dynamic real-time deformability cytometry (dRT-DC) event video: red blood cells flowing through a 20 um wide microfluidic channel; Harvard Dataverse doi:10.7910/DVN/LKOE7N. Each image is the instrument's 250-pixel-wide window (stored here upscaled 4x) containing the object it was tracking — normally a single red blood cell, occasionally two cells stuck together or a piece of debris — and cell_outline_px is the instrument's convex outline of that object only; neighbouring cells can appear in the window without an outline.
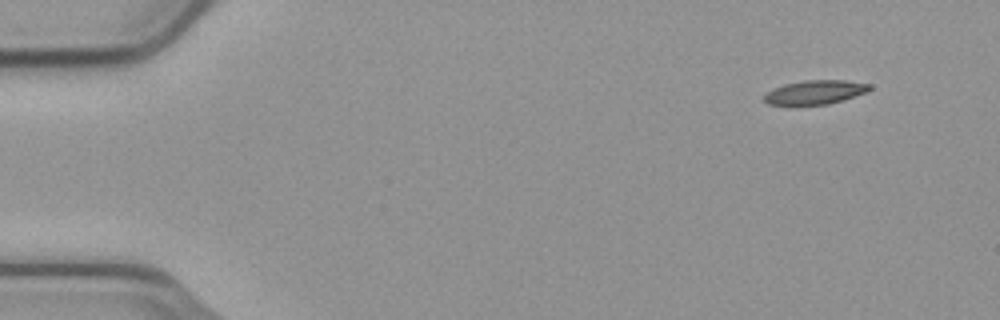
{"species": "common noctule bat (a hibernating species)", "species_latin": "Nyctalus noctula", "temperature_condition": "cold", "stored_images_in_passage": 51, "camera_frame_rate_fps": 3000, "um_per_image_px": 0.085, "animal": {"sex": "male", "body_mass_g": 23.1, "forearm_length_mm": 52.7}, "frame": {"image": 1, "passage_image": 1, "time_ms": 0.0, "image_size_px": [1000, 320], "cell_outline_px": [[872, 88], [868, 92], [828, 104], [768, 104], [764, 100], [764, 96], [768, 92], [784, 84], [804, 80], [844, 80], [872, 84]], "centroid_in_image_um": [69.35, 7.82], "position_along_channel_um": 15.6, "area_um2": 14.51}}
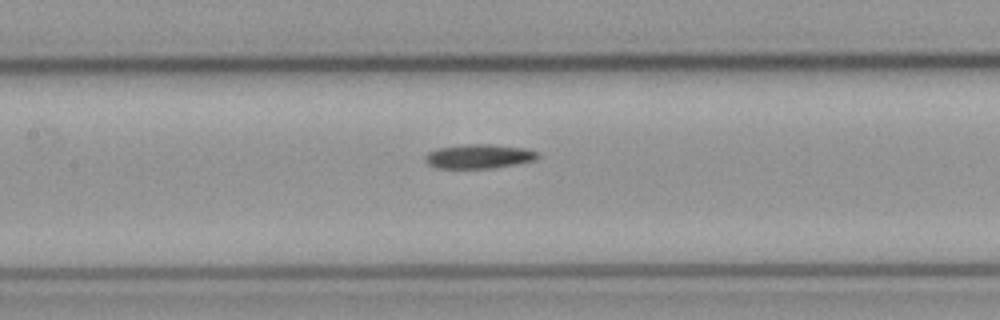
{"frame": {"image": 2, "passage_image": 22, "time_ms": 7.0, "image_size_px": [1000, 320], "cell_outline_px": [[540, 156], [536, 160], [516, 164], [492, 168], [436, 168], [428, 164], [424, 160], [424, 156], [428, 152], [436, 148], [464, 144], [492, 144], [528, 148], [536, 152]], "centroid_in_image_um": [40.7, 13.28], "position_along_channel_um": 166.7, "area_um2": 16.13}}
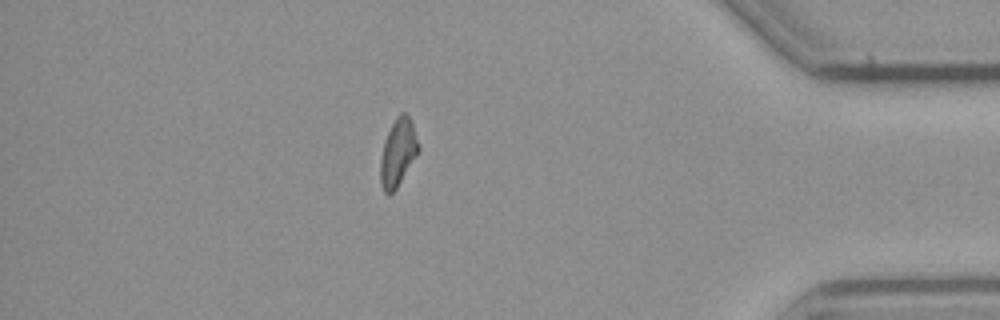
{"frame": {"image": 3, "passage_image": 44, "time_ms": 14.333, "image_size_px": [1000, 320], "cell_outline_px": [[420, 148], [416, 156], [396, 188], [388, 196], [384, 192], [380, 184], [380, 160], [384, 140], [396, 116], [400, 112], [404, 112], [408, 116], [412, 124], [420, 144]], "centroid_in_image_um": [33.81, 12.97], "position_along_channel_um": 401.4, "area_um2": 14.91}, "authors_computed_cell_mechanics": {"area_um2": 15.2592, "velocity_mm_per_s": 3.7546, "shape_relaxation_time_tau1_ms": null, "shape_relaxation_time_tau2_ms": 4.7306, "deformation_change_tau1": null, "deformation_change_tau2": 0.1408}}